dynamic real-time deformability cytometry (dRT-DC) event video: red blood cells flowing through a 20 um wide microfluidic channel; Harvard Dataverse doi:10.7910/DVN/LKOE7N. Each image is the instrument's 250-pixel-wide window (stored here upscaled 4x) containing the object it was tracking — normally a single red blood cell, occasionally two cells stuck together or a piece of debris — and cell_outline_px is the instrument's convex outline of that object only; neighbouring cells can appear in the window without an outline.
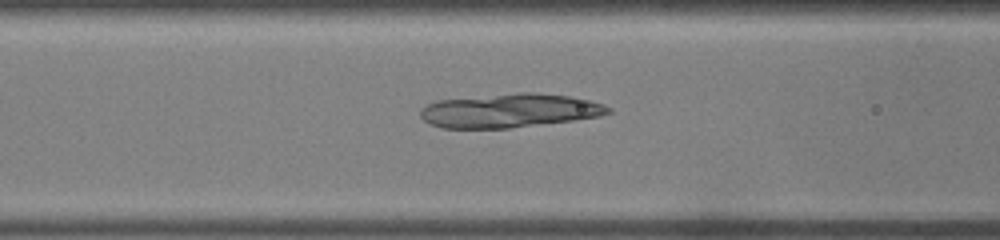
{"species": "common noctule bat (a hibernating species)", "species_latin": "Nyctalus noctula", "temperature_condition": "warm", "stored_images_in_passage": 28, "camera_frame_rate_fps": 3000, "um_per_image_px": 0.085, "animal": {"sex": "male", "body_mass_g": 19.0, "forearm_length_mm": 50.8}, "frame": {"image": 1, "passage_image": 6, "time_ms": 1.667, "image_size_px": [1000, 240], "cell_outline_px": [[612, 112], [600, 116], [572, 120], [508, 128], [444, 128], [428, 124], [420, 116], [420, 108], [428, 104], [440, 100], [520, 92], [536, 92], [568, 96], [588, 100], [604, 104], [612, 108]], "centroid_in_image_um": [43.31, 9.4], "position_along_channel_um": 123.3, "area_um2": 36.88}}
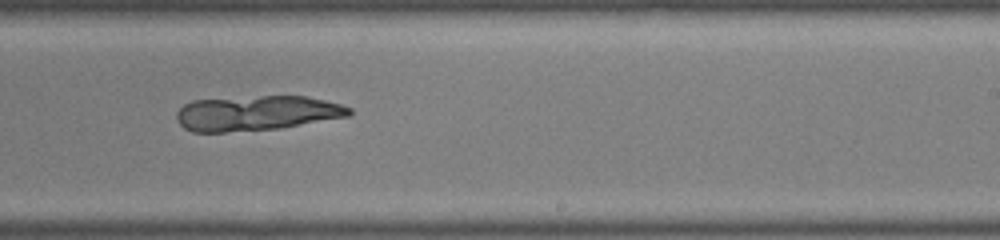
{"frame": {"image": 2, "passage_image": 14, "time_ms": 4.333, "image_size_px": [1000, 240], "cell_outline_px": [[352, 112], [348, 116], [280, 128], [224, 132], [192, 132], [184, 128], [176, 120], [176, 112], [184, 104], [192, 100], [264, 96], [304, 96], [324, 100], [340, 104], [352, 108]], "centroid_in_image_um": [21.78, 9.62], "position_along_channel_um": 267.2, "area_um2": 35.03}}
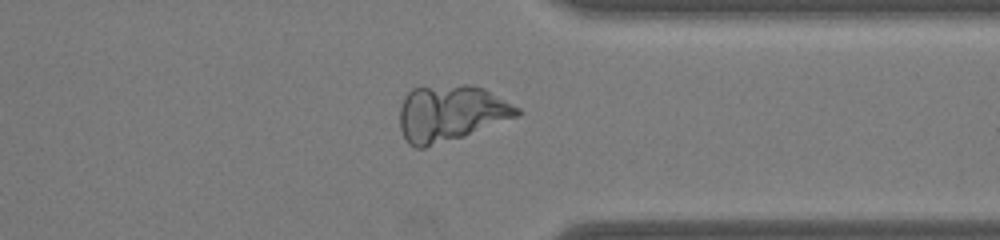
{"frame": {"image": 3, "passage_image": 20, "time_ms": 6.333, "image_size_px": [1000, 240], "cell_outline_px": [[520, 116], [464, 136], [424, 148], [416, 148], [408, 144], [400, 128], [400, 108], [404, 96], [412, 88], [464, 84], [472, 84], [484, 88], [520, 108]], "centroid_in_image_um": [38.31, 9.62], "position_along_channel_um": 373.1, "area_um2": 38.49}}